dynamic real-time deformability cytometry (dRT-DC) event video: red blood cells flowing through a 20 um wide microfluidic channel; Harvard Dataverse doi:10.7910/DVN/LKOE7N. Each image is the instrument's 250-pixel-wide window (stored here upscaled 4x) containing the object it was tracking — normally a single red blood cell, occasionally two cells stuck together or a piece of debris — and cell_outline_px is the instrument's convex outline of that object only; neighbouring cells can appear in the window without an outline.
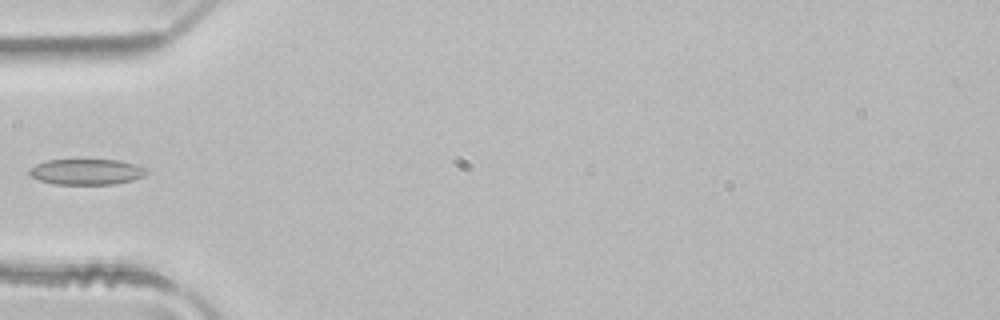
{"species": "common noctule bat (a hibernating species)", "species_latin": "Nyctalus noctula", "temperature_condition": "room temperature", "stored_images_in_passage": 4, "camera_frame_rate_fps": 3000, "um_per_image_px": 0.085, "animal": {"sex": "male", "body_mass_g": 21.5, "forearm_length_mm": 52.0}, "frame": {"image": 1, "passage_image": 4, "time_ms": 1.0, "image_size_px": [1000, 320], "cell_outline_px": [[148, 172], [144, 176], [132, 180], [112, 184], [56, 184], [40, 180], [32, 176], [28, 172], [28, 168], [36, 164], [48, 160], [120, 160], [136, 164], [148, 168]], "centroid_in_image_um": [7.39, 14.59], "position_along_channel_um": 77.6, "area_um2": 17.57}}